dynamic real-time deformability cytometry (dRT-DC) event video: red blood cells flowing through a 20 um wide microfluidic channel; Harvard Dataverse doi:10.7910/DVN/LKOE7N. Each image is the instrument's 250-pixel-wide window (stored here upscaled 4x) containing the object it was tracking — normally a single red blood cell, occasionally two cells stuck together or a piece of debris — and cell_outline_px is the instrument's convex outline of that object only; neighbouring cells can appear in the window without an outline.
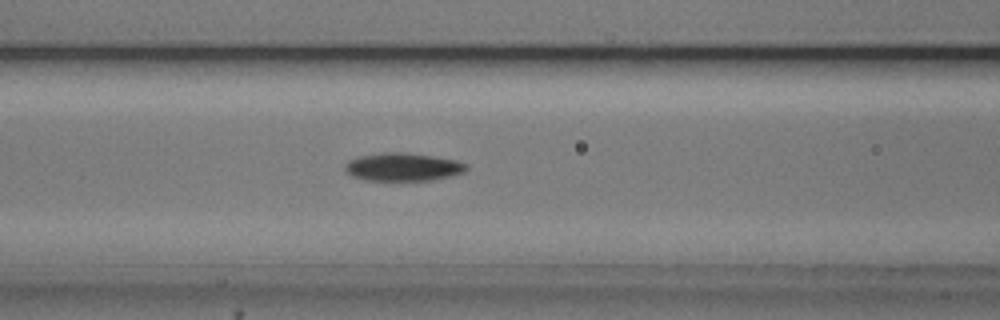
{"species": "common noctule bat (a hibernating species)", "species_latin": "Nyctalus noctula", "temperature_condition": "cold", "stored_images_in_passage": 46, "camera_frame_rate_fps": 3000, "um_per_image_px": 0.085, "animal": {"sex": "male", "body_mass_g": 20.5, "forearm_length_mm": 52.5}, "frame": {"image": 1, "passage_image": 14, "time_ms": 4.333, "image_size_px": [1000, 320], "cell_outline_px": [[468, 168], [464, 172], [452, 176], [432, 180], [364, 180], [352, 176], [344, 168], [344, 164], [348, 160], [356, 156], [384, 152], [404, 152], [432, 156], [456, 160], [468, 164]], "centroid_in_image_um": [34.24, 14.18], "position_along_channel_um": 132.4, "area_um2": 20.0}}
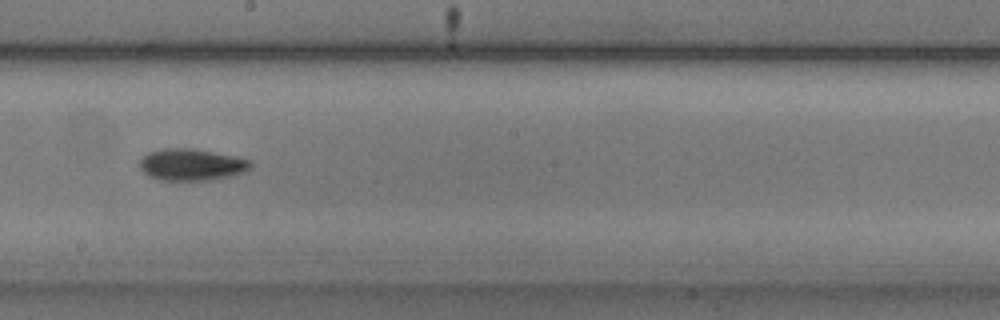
{"frame": {"image": 2, "passage_image": 22, "time_ms": 7.0, "image_size_px": [1000, 320], "cell_outline_px": [[252, 168], [244, 172], [212, 180], [160, 180], [148, 176], [140, 168], [140, 160], [148, 152], [164, 148], [196, 148], [236, 156], [252, 160]], "centroid_in_image_um": [16.31, 13.98], "position_along_channel_um": 231.9, "area_um2": 20.75}}
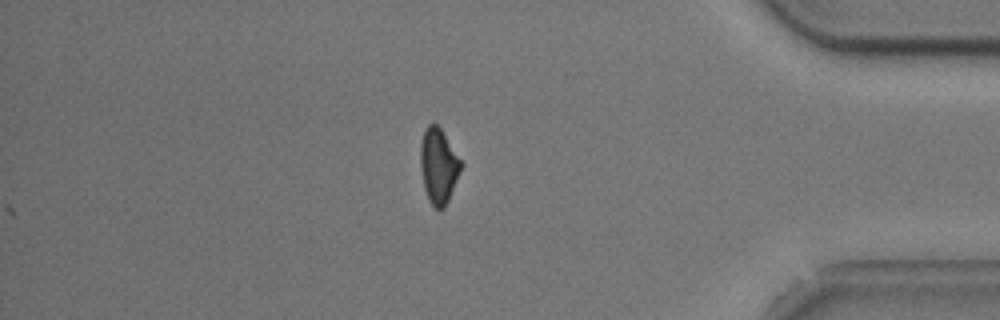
{"frame": {"image": 3, "passage_image": 38, "time_ms": 12.333, "image_size_px": [1000, 320], "cell_outline_px": [[464, 164], [448, 200], [444, 208], [440, 212], [428, 200], [424, 188], [420, 168], [420, 144], [424, 128], [428, 124], [436, 124], [440, 128]], "centroid_in_image_um": [37.27, 14.11], "position_along_channel_um": 397.9, "area_um2": 17.92}}